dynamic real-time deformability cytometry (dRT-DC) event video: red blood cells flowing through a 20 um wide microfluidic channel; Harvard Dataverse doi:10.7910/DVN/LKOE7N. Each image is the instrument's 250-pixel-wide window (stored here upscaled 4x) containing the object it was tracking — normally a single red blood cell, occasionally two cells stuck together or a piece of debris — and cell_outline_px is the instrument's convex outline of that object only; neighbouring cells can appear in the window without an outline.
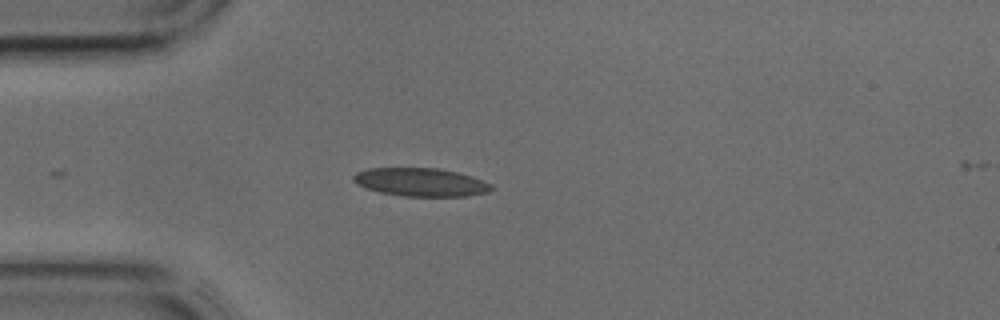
{"species": "common noctule bat (a hibernating species)", "species_latin": "Nyctalus noctula", "temperature_condition": "cold", "stored_images_in_passage": 18, "camera_frame_rate_fps": 3000, "um_per_image_px": 0.085, "animal": {"sex": "male", "body_mass_g": 17.9, "forearm_length_mm": 54.2}, "frame": {"image": 1, "passage_image": 1, "time_ms": 0.0, "image_size_px": [1000, 320], "cell_outline_px": [[496, 188], [488, 192], [464, 196], [404, 196], [380, 192], [356, 184], [352, 180], [352, 176], [356, 172], [368, 168], [436, 168], [456, 172], [472, 176], [492, 184]], "centroid_in_image_um": [35.77, 15.48], "position_along_channel_um": 49.2, "area_um2": 22.72}}